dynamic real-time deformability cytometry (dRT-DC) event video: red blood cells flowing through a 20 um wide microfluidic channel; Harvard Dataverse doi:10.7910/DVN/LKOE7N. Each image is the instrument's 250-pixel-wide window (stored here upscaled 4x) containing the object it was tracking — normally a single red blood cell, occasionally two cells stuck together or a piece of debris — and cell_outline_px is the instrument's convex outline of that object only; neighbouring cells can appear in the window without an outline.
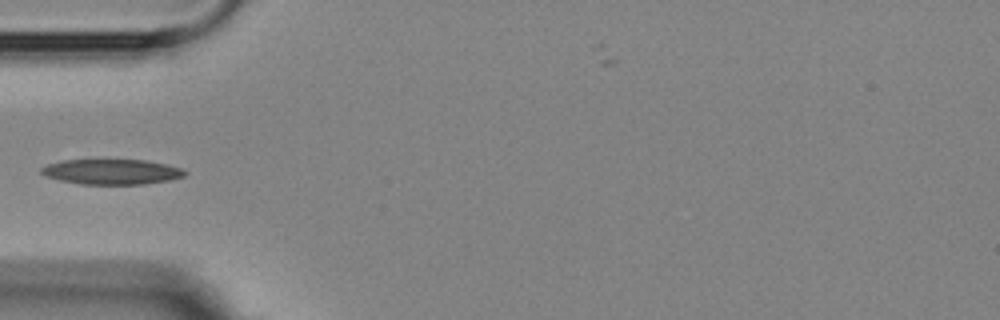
{"species": "Egyptian fruit bat (a non-hibernating species)", "species_latin": "Rousettus aegyptiacus", "temperature_condition": "room temperature", "stored_images_in_passage": 7, "camera_frame_rate_fps": 3000, "um_per_image_px": 0.085, "animal": {"sex": "female"}, "frame": {"image": 1, "passage_image": 4, "time_ms": 3.333, "image_size_px": [1000, 320], "cell_outline_px": [[188, 172], [184, 176], [168, 180], [144, 184], [80, 184], [60, 180], [44, 176], [40, 172], [40, 168], [48, 164], [64, 160], [144, 160], [164, 164], [180, 168]], "centroid_in_image_um": [9.46, 14.6], "position_along_channel_um": 75.5, "area_um2": 20.92}}
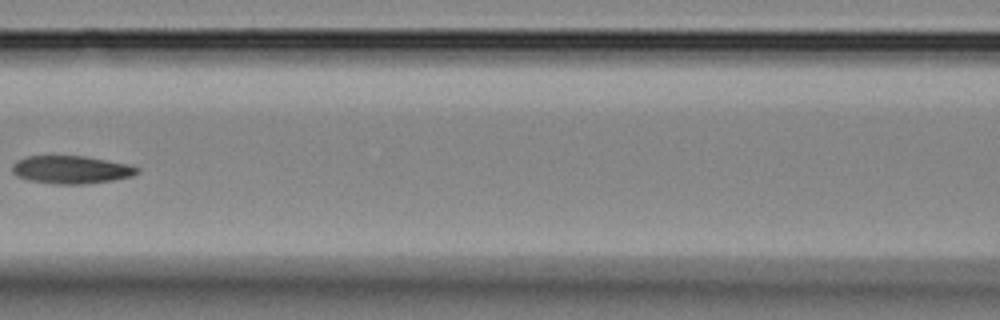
{"frame": {"image": 2, "passage_image": 6, "time_ms": 5.667, "image_size_px": [1000, 320], "cell_outline_px": [[140, 172], [132, 176], [112, 180], [84, 184], [56, 184], [28, 180], [16, 176], [12, 172], [12, 164], [16, 160], [24, 156], [84, 156], [132, 164], [140, 168]], "centroid_in_image_um": [6.06, 14.41], "position_along_channel_um": 160.5, "area_um2": 20.58}}
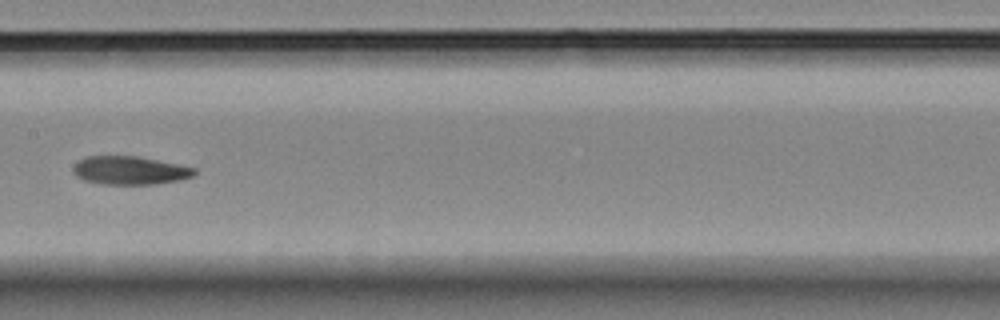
{"frame": {"image": 3, "passage_image": 7, "time_ms": 6.667, "image_size_px": [1000, 320], "cell_outline_px": [[196, 172], [192, 176], [180, 180], [156, 184], [104, 184], [84, 180], [76, 176], [72, 172], [72, 168], [80, 160], [88, 156], [136, 156], [196, 168]], "centroid_in_image_um": [11.02, 14.49], "position_along_channel_um": 196.4, "area_um2": 19.83}}